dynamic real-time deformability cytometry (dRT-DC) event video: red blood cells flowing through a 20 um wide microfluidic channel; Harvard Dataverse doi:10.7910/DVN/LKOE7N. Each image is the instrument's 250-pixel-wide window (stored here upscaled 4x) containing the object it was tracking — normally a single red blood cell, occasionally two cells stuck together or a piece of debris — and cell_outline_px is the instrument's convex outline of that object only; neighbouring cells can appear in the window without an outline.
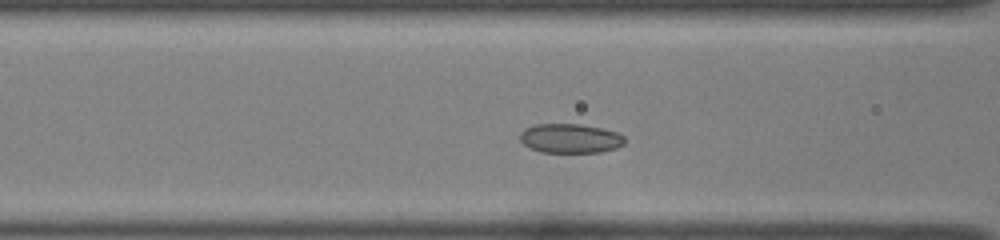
{"species": "common noctule bat (a hibernating species)", "species_latin": "Nyctalus noctula", "temperature_condition": "room temperature", "stored_images_in_passage": 39, "camera_frame_rate_fps": 3000, "um_per_image_px": 0.085, "animal": {"sex": "female", "body_mass_g": 22.0, "forearm_length_mm": 56.7}, "frame": {"image": 1, "passage_image": 10, "time_ms": 3.0, "image_size_px": [1000, 240], "cell_outline_px": [[624, 144], [616, 148], [600, 152], [540, 152], [528, 148], [520, 140], [520, 132], [524, 128], [536, 124], [580, 124], [600, 128], [616, 132], [624, 136]], "centroid_in_image_um": [48.43, 11.76], "position_along_channel_um": 118.2, "area_um2": 17.92}}
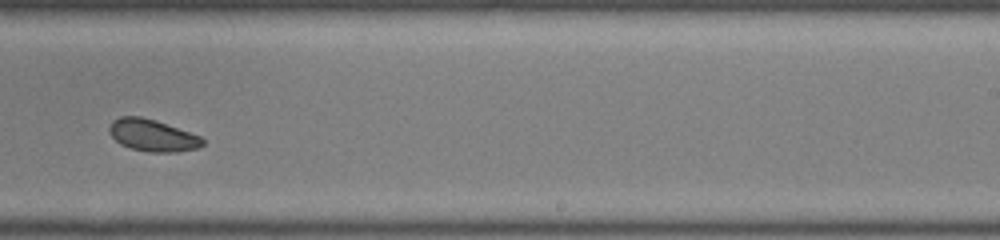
{"frame": {"image": 2, "passage_image": 22, "time_ms": 7.0, "image_size_px": [1000, 240], "cell_outline_px": [[204, 144], [196, 148], [176, 152], [148, 152], [132, 148], [120, 144], [108, 132], [108, 128], [112, 120], [120, 116], [140, 116], [156, 120], [200, 136], [204, 140]], "centroid_in_image_um": [12.93, 11.49], "position_along_channel_um": 276.1, "area_um2": 17.34}}
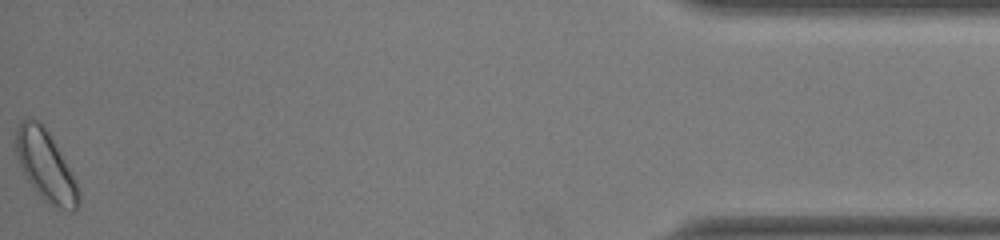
{"frame": {"image": 3, "passage_image": 39, "time_ms": 12.667, "image_size_px": [1000, 240], "cell_outline_px": [[80, 204], [72, 212], [56, 208], [40, 196], [28, 180], [20, 164], [12, 140], [16, 128], [20, 120], [28, 116], [36, 120], [48, 132], [68, 168], [80, 192]], "centroid_in_image_um": [3.83, 14.07], "position_along_channel_um": 431.4, "area_um2": 25.37}, "authors_computed_cell_mechanics": {"area_um2": 17.918, "velocity_mm_per_s": 3.9573, "shape_relaxation_time_tau1_ms": 3.624, "shape_relaxation_time_tau2_ms": null, "deformation_change_tau1": 0.0727, "deformation_change_tau2": null}}